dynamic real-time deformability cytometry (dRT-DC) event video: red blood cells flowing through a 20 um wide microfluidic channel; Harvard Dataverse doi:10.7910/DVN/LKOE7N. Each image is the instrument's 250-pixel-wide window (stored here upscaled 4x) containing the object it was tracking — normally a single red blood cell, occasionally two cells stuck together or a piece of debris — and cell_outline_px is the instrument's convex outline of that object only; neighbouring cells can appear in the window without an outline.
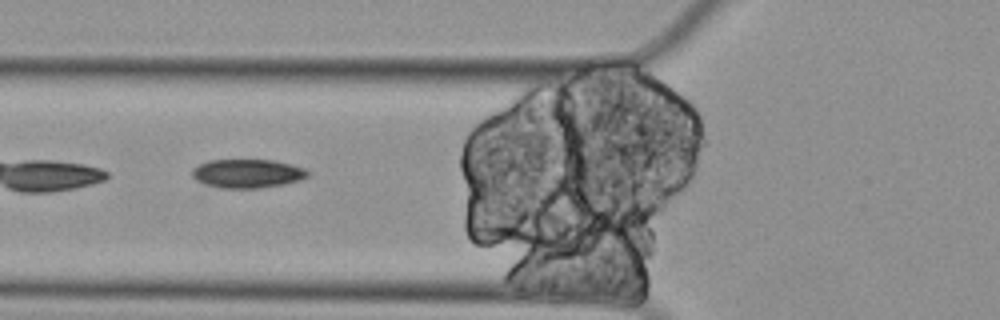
{"species": "Egyptian fruit bat (a non-hibernating species)", "species_latin": "Rousettus aegyptiacus", "temperature_condition": "cold", "stored_images_in_passage": 7, "camera_frame_rate_fps": 3000, "um_per_image_px": 0.085, "animal": {"sex": "female"}, "frame": {"image": 1, "passage_image": 6, "time_ms": 1.667, "image_size_px": [1000, 320], "cell_outline_px": [[308, 176], [300, 180], [284, 184], [260, 188], [220, 188], [204, 184], [196, 180], [192, 176], [192, 168], [208, 160], [272, 160], [292, 164], [304, 168], [308, 172]], "centroid_in_image_um": [21.01, 14.75], "position_along_channel_um": 104.8, "area_um2": 19.42}}
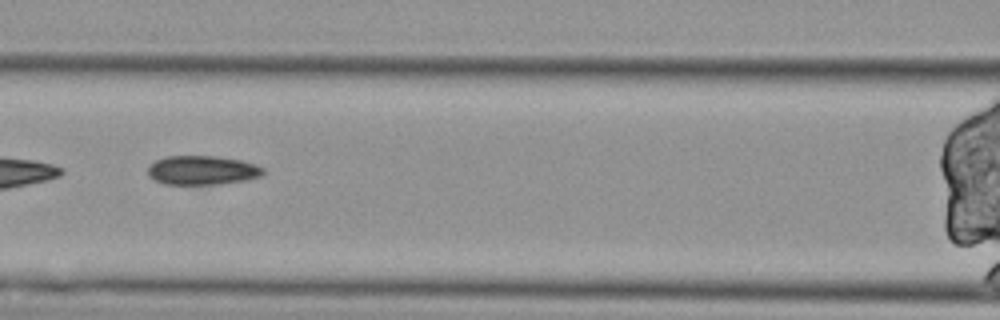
{"frame": {"image": 2, "passage_image": 7, "time_ms": 2.0, "image_size_px": [1000, 320], "cell_outline_px": [[264, 172], [260, 176], [244, 180], [216, 184], [164, 184], [148, 176], [148, 164], [156, 160], [168, 156], [212, 156], [240, 160], [256, 164], [264, 168]], "centroid_in_image_um": [17.16, 14.46], "position_along_channel_um": 149.4, "area_um2": 19.42}}